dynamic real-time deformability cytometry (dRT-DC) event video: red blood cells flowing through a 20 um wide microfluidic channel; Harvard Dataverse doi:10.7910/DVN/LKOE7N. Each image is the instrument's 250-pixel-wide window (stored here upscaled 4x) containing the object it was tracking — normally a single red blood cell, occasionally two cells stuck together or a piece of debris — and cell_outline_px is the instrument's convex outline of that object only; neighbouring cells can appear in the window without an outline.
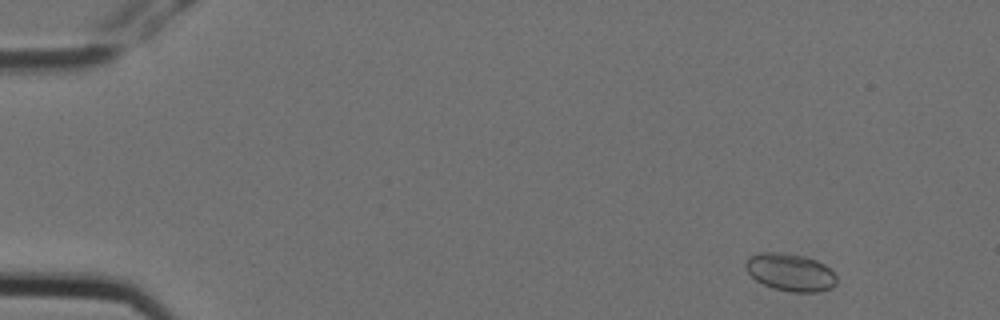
{"species": "Egyptian fruit bat (a non-hibernating species)", "species_latin": "Rousettus aegyptiacus", "temperature_condition": "cold", "stored_images_in_passage": 6, "camera_frame_rate_fps": 3000, "um_per_image_px": 0.085, "animal": {"sex": "female"}, "frame": {"image": 1, "passage_image": 2, "time_ms": 0.333, "image_size_px": [1000, 320], "cell_outline_px": [[836, 284], [832, 288], [820, 292], [792, 292], [772, 288], [756, 280], [748, 272], [744, 264], [752, 256], [760, 252], [780, 252], [804, 256], [816, 260], [824, 264], [836, 276]], "centroid_in_image_um": [67.19, 23.15], "position_along_channel_um": 17.8, "area_um2": 19.83}}
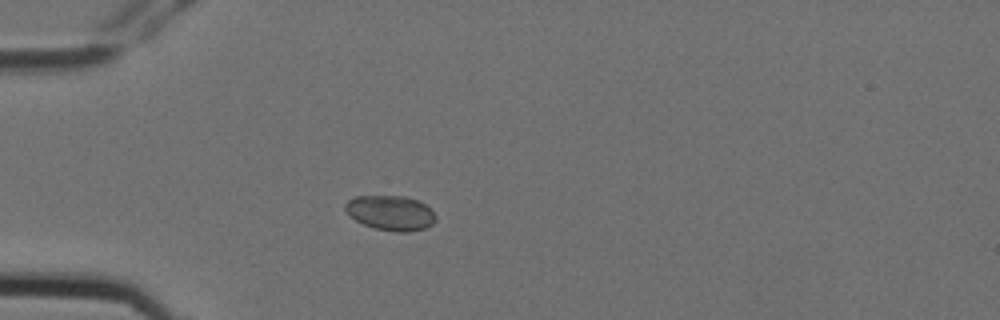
{"frame": {"image": 2, "passage_image": 5, "time_ms": 1.333, "image_size_px": [1000, 320], "cell_outline_px": [[436, 220], [432, 224], [424, 228], [408, 232], [396, 232], [376, 228], [364, 224], [356, 220], [344, 208], [344, 204], [348, 200], [356, 196], [404, 196], [416, 200], [424, 204], [436, 216]], "centroid_in_image_um": [33.19, 18.09], "position_along_channel_um": 51.8, "area_um2": 18.09}}